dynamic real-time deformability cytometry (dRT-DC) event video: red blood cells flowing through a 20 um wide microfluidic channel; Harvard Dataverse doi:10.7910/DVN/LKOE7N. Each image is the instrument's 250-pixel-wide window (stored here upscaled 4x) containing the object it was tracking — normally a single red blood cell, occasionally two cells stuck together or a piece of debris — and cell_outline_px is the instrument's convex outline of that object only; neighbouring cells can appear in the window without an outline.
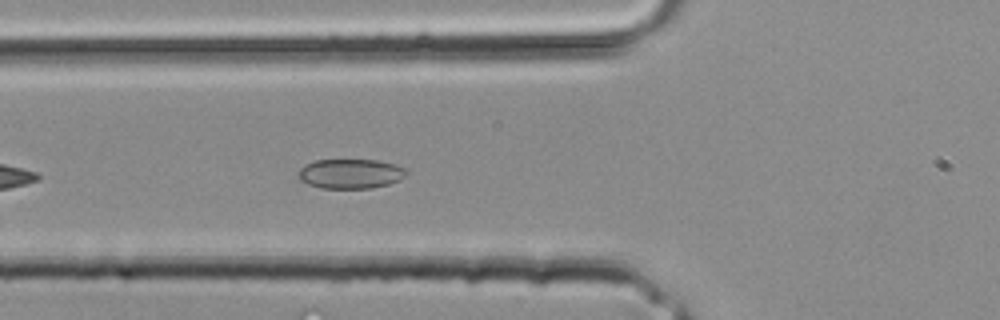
{"species": "common noctule bat (a hibernating species)", "species_latin": "Nyctalus noctula", "temperature_condition": "room temperature", "stored_images_in_passage": 23, "camera_frame_rate_fps": 3000, "um_per_image_px": 0.085, "animal": {"sex": "male", "body_mass_g": 20.4}, "frame": {"image": 1, "passage_image": 4, "time_ms": 1.0, "image_size_px": [1000, 320], "cell_outline_px": [[408, 172], [400, 180], [388, 184], [372, 188], [320, 188], [308, 184], [300, 180], [296, 176], [300, 168], [316, 160], [376, 160], [392, 164], [404, 168]], "centroid_in_image_um": [29.77, 14.77], "position_along_channel_um": 96.0, "area_um2": 18.55}}
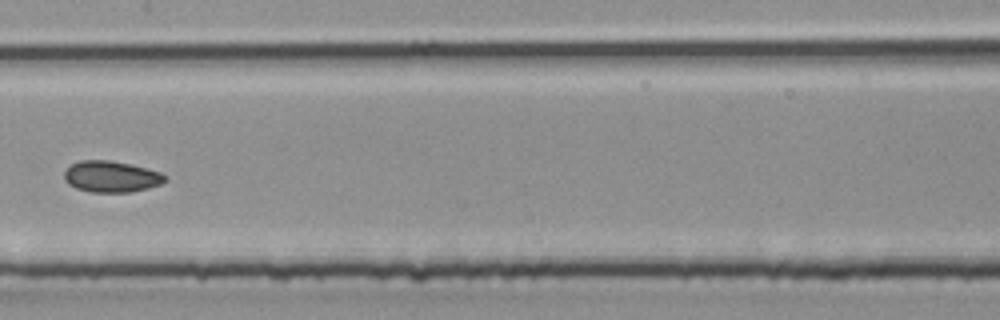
{"frame": {"image": 2, "passage_image": 9, "time_ms": 2.667, "image_size_px": [1000, 320], "cell_outline_px": [[168, 180], [160, 184], [148, 188], [132, 192], [92, 192], [76, 188], [68, 184], [64, 180], [64, 172], [72, 164], [80, 160], [112, 160], [132, 164], [160, 172], [168, 176]], "centroid_in_image_um": [9.48, 15.01], "position_along_channel_um": 197.9, "area_um2": 18.55}}
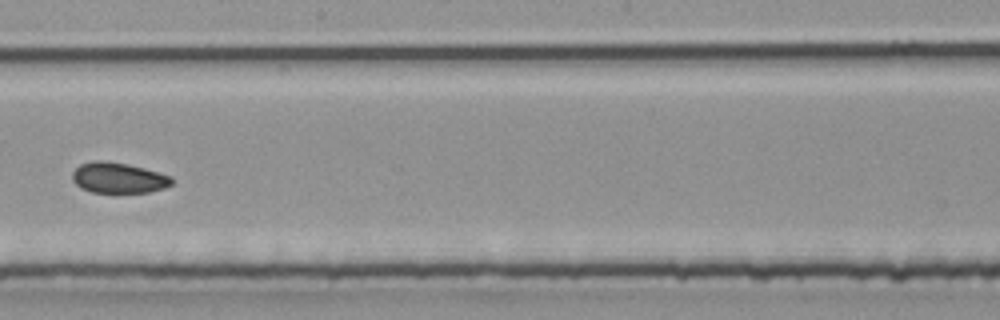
{"frame": {"image": 3, "passage_image": 11, "time_ms": 3.333, "image_size_px": [1000, 320], "cell_outline_px": [[172, 184], [164, 188], [148, 192], [92, 192], [80, 188], [72, 180], [72, 172], [80, 164], [96, 160], [104, 160], [128, 164], [144, 168], [172, 176]], "centroid_in_image_um": [10.05, 15.11], "position_along_channel_um": 238.2, "area_um2": 17.74}}